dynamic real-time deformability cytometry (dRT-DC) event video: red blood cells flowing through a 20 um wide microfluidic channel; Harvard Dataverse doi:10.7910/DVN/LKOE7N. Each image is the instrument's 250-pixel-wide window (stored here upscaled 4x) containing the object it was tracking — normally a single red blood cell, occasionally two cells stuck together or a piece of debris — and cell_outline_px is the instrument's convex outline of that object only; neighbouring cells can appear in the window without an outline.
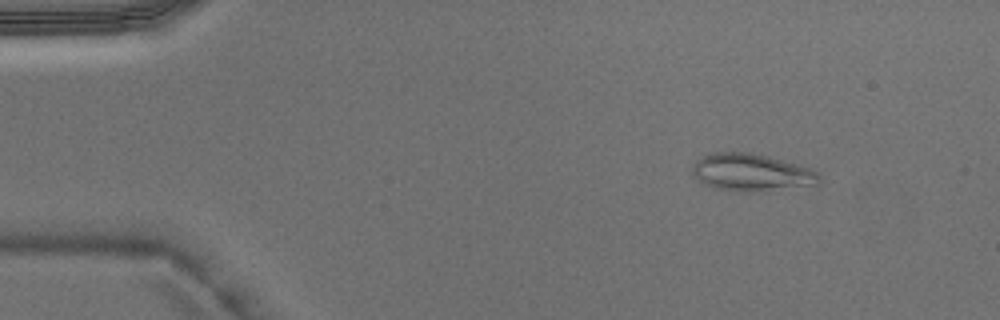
{"species": "Egyptian fruit bat (a non-hibernating species)", "species_latin": "Rousettus aegyptiacus", "temperature_condition": "warm", "stored_images_in_passage": 3, "camera_frame_rate_fps": 3000, "um_per_image_px": 0.085, "animal": {"sex": "male"}, "frame": {"image": 1, "passage_image": 1, "time_ms": 0.0, "image_size_px": [1000, 320], "cell_outline_px": [[820, 184], [756, 192], [740, 192], [712, 188], [704, 184], [692, 172], [692, 164], [700, 156], [712, 152], [752, 152], [768, 156], [796, 164], [808, 168], [816, 172], [820, 176]], "centroid_in_image_um": [63.83, 14.66], "position_along_channel_um": 21.2, "area_um2": 27.8}}